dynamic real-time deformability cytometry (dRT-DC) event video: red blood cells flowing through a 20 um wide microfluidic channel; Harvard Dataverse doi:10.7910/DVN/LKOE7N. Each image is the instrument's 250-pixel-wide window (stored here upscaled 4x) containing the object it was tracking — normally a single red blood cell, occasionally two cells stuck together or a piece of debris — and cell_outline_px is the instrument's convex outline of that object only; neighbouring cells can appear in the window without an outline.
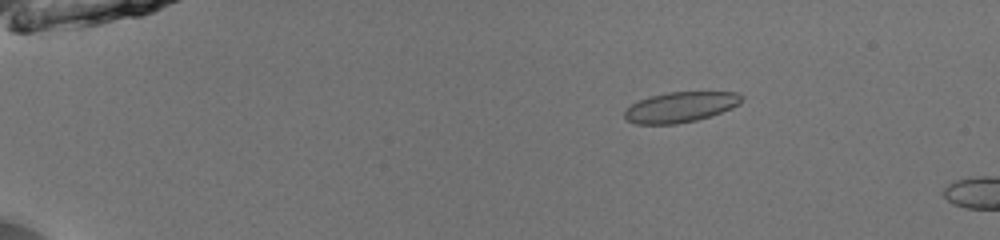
{"species": "common noctule bat (a hibernating species)", "species_latin": "Nyctalus noctula", "temperature_condition": "room temperature", "stored_images_in_passage": 15, "camera_frame_rate_fps": 3000, "um_per_image_px": 0.085, "animal": {"sex": "male", "body_mass_g": 13.0, "forearm_length_mm": 53.1}, "frame": {"image": 1, "passage_image": 11, "time_ms": 3.333, "image_size_px": [1000, 240], "cell_outline_px": [[744, 100], [740, 104], [732, 108], [712, 116], [696, 120], [676, 124], [636, 124], [628, 120], [624, 116], [624, 112], [632, 104], [640, 100], [652, 96], [668, 92], [740, 92], [744, 96]], "centroid_in_image_um": [57.91, 9.1], "position_along_channel_um": 27.1, "area_um2": 20.75}}